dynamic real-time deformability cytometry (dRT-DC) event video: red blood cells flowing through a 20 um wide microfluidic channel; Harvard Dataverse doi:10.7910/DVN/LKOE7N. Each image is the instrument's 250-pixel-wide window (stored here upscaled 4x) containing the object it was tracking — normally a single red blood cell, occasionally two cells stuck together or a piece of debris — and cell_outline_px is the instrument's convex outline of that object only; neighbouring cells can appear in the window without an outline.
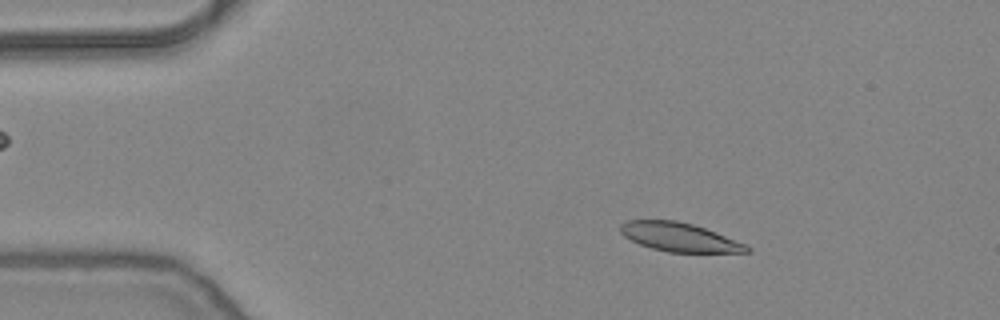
{"species": "common noctule bat (a hibernating species)", "species_latin": "Nyctalus noctula", "temperature_condition": "warm", "stored_images_in_passage": 53, "camera_frame_rate_fps": 3000, "um_per_image_px": 0.085, "animal": {"sex": "female", "body_mass_g": 24.6, "forearm_length_mm": 56.2}, "frame": {"image": 1, "passage_image": 8, "time_ms": 2.333, "image_size_px": [1000, 320], "cell_outline_px": [[752, 252], [668, 252], [652, 248], [640, 244], [624, 236], [620, 232], [620, 224], [628, 220], [676, 220], [692, 224], [716, 232], [748, 244], [752, 248]], "centroid_in_image_um": [57.79, 20.16], "position_along_channel_um": 27.2, "area_um2": 21.21}}
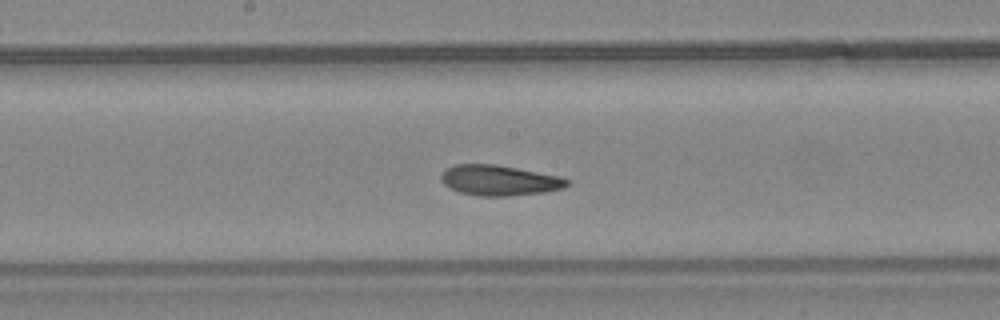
{"frame": {"image": 2, "passage_image": 27, "time_ms": 8.667, "image_size_px": [1000, 320], "cell_outline_px": [[568, 184], [564, 188], [544, 192], [508, 196], [476, 196], [460, 192], [444, 184], [440, 180], [440, 176], [444, 168], [456, 164], [496, 164], [560, 176], [568, 180]], "centroid_in_image_um": [42.41, 15.32], "position_along_channel_um": 205.8, "area_um2": 22.37}}
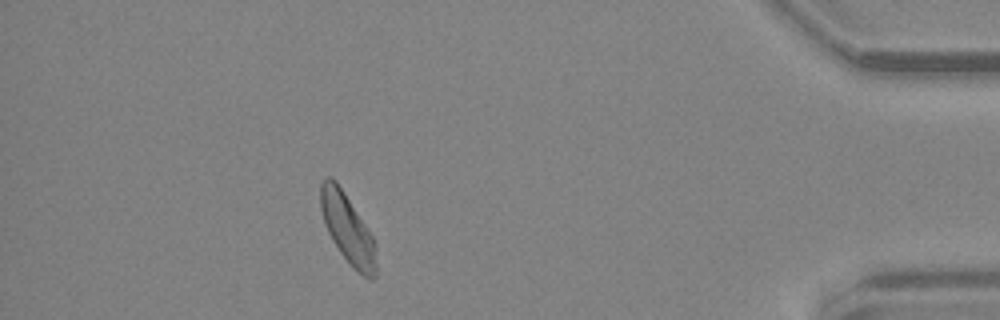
{"frame": {"image": 3, "passage_image": 47, "time_ms": 15.333, "image_size_px": [1000, 320], "cell_outline_px": [[376, 276], [372, 280], [356, 272], [352, 268], [340, 252], [332, 240], [324, 224], [320, 208], [320, 184], [324, 176], [332, 176], [336, 180], [344, 192], [372, 236], [376, 244]], "centroid_in_image_um": [29.53, 19.44], "position_along_channel_um": 405.7, "area_um2": 22.66}, "authors_computed_cell_mechanics": {"area_um2": 22.542, "velocity_mm_per_s": 3.8077, "shape_relaxation_time_tau1_ms": 11.1219, "shape_relaxation_time_tau2_ms": 3.4838, "deformation_change_tau1": 0.228, "deformation_change_tau2": 0.1047}}